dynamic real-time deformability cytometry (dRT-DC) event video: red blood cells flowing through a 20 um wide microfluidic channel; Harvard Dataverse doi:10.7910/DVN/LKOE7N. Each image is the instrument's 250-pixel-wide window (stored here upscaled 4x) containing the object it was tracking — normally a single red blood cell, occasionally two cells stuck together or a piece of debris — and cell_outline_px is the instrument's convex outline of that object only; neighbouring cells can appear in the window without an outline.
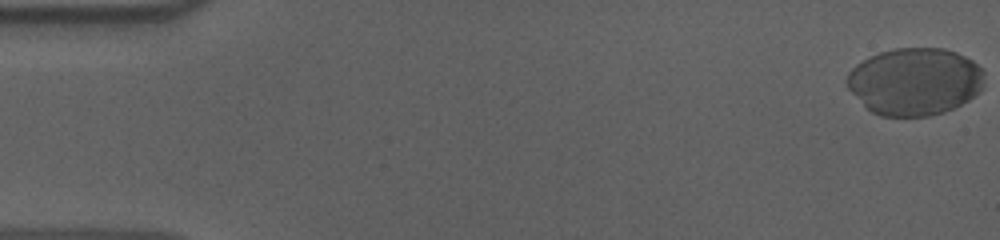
{"species": "human", "species_latin": "Homo sapiens", "temperature_condition": "cold", "stored_images_in_passage": 50, "camera_frame_rate_fps": 3000, "um_per_image_px": 0.085, "donor": {"sex": "male"}, "frame": {"image": 1, "passage_image": 1, "time_ms": 0.0, "image_size_px": [1000, 240], "cell_outline_px": [[984, 88], [980, 92], [968, 100], [944, 112], [928, 116], [880, 116], [872, 112], [848, 88], [844, 80], [848, 72], [856, 64], [880, 52], [892, 48], [944, 48], [956, 52], [972, 60], [984, 72]], "centroid_in_image_um": [77.77, 6.92], "position_along_channel_um": 7.2, "area_um2": 53.99}}
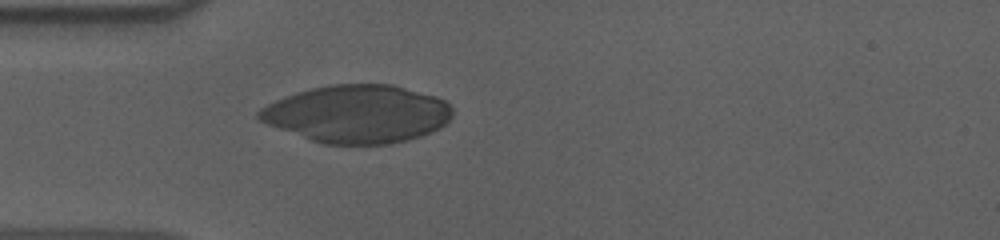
{"frame": {"image": 2, "passage_image": 17, "time_ms": 5.333, "image_size_px": [1000, 240], "cell_outline_px": [[452, 116], [440, 128], [432, 132], [408, 140], [392, 144], [324, 144], [312, 140], [268, 124], [260, 120], [256, 116], [256, 112], [260, 108], [284, 96], [296, 92], [328, 84], [392, 84], [436, 96], [444, 100], [452, 108]], "centroid_in_image_um": [30.39, 9.68], "position_along_channel_um": 54.6, "area_um2": 65.08}}